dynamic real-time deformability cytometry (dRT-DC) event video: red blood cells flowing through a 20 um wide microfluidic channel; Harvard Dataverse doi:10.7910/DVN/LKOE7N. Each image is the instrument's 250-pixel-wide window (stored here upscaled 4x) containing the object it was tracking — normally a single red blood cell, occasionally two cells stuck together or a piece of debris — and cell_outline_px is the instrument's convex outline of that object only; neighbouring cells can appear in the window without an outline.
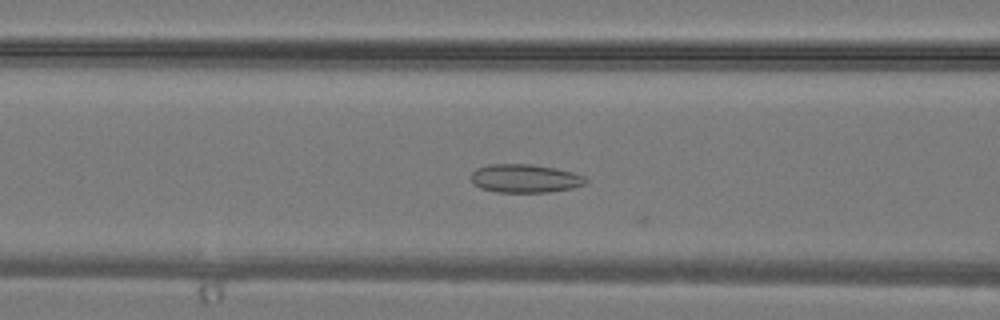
{"species": "common noctule bat (a hibernating species)", "species_latin": "Nyctalus noctula", "temperature_condition": "warm", "stored_images_in_passage": 29, "camera_frame_rate_fps": 3000, "um_per_image_px": 0.085, "animal": {"sex": "male", "body_mass_g": 19.2, "forearm_length_mm": 51.8}, "frame": {"image": 1, "passage_image": 10, "time_ms": 3.0, "image_size_px": [1000, 320], "cell_outline_px": [[588, 180], [584, 184], [572, 188], [548, 192], [496, 192], [480, 188], [472, 184], [472, 172], [476, 168], [488, 164], [532, 164], [556, 168], [572, 172], [584, 176]], "centroid_in_image_um": [44.6, 15.16], "position_along_channel_um": 122.0, "area_um2": 19.07}}
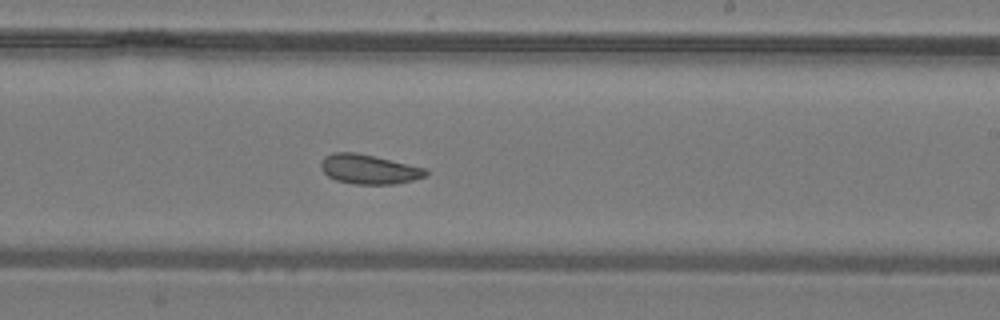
{"frame": {"image": 2, "passage_image": 17, "time_ms": 5.333, "image_size_px": [1000, 320], "cell_outline_px": [[428, 176], [396, 184], [356, 184], [336, 180], [328, 176], [320, 168], [320, 160], [324, 156], [332, 152], [356, 152], [376, 156], [428, 168]], "centroid_in_image_um": [31.37, 14.37], "position_along_channel_um": 257.6, "area_um2": 18.38}}
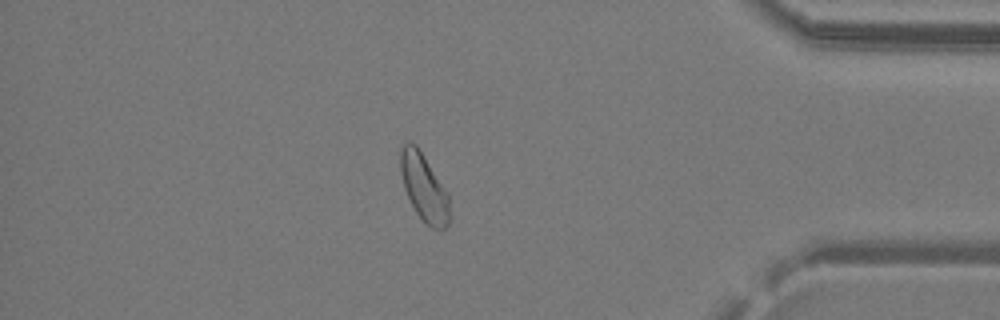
{"frame": {"image": 3, "passage_image": 26, "time_ms": 8.333, "image_size_px": [1000, 320], "cell_outline_px": [[452, 220], [444, 228], [432, 228], [416, 212], [404, 188], [400, 172], [400, 148], [408, 140], [416, 144], [448, 192]], "centroid_in_image_um": [36.06, 15.92], "position_along_channel_um": 399.1, "area_um2": 19.36}}